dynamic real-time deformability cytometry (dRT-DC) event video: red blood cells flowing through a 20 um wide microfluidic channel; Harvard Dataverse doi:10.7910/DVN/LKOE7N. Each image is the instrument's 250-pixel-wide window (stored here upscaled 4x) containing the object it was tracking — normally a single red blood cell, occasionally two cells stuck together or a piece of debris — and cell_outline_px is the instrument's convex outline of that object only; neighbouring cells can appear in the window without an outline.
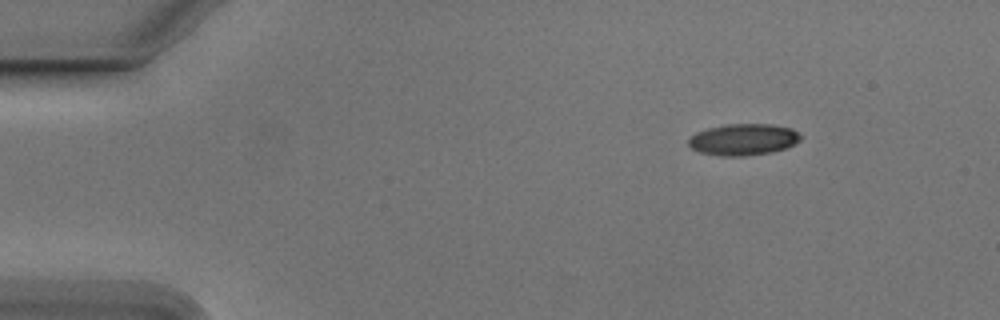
{"species": "Egyptian fruit bat (a non-hibernating species)", "species_latin": "Rousettus aegyptiacus", "temperature_condition": "cold", "stored_images_in_passage": 11, "camera_frame_rate_fps": 3000, "um_per_image_px": 0.085, "animal": {"sex": "male"}, "frame": {"image": 1, "passage_image": 1, "time_ms": 0.0, "image_size_px": [1000, 320], "cell_outline_px": [[800, 140], [784, 148], [772, 152], [748, 156], [720, 156], [700, 152], [692, 148], [688, 144], [688, 140], [696, 132], [708, 128], [728, 124], [772, 124], [792, 128], [800, 136]], "centroid_in_image_um": [63.16, 11.86], "position_along_channel_um": 21.8, "area_um2": 20.46}}
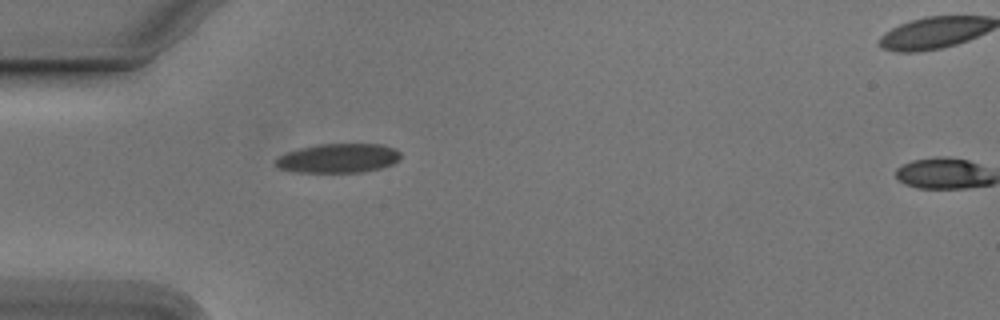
{"frame": {"image": 2, "passage_image": 10, "time_ms": 3.0, "image_size_px": [1000, 320], "cell_outline_px": [[400, 156], [392, 164], [380, 168], [364, 172], [296, 172], [280, 168], [276, 164], [276, 160], [280, 156], [288, 152], [300, 148], [320, 144], [380, 144], [396, 148], [400, 152]], "centroid_in_image_um": [28.79, 13.44], "position_along_channel_um": 56.2, "area_um2": 21.04}}